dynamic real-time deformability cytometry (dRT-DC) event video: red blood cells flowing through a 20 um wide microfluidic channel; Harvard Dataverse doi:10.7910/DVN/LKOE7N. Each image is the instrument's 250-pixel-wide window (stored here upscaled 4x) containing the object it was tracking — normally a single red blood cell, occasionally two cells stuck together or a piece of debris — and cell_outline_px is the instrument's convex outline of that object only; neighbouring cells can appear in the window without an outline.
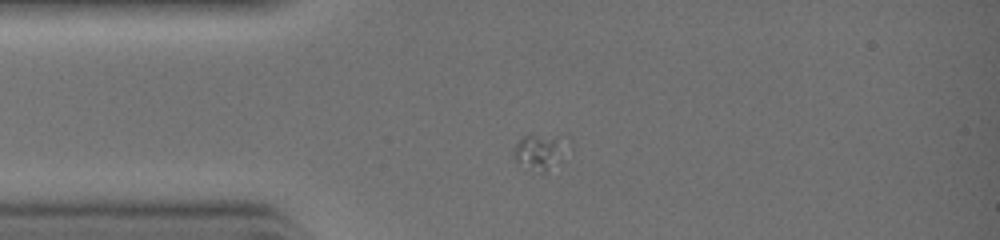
{"species": "common noctule bat (a hibernating species)", "species_latin": "Nyctalus noctula", "temperature_condition": "warm", "stored_images_in_passage": 28, "camera_frame_rate_fps": 3000, "um_per_image_px": 0.085, "animal": {"sex": "female", "body_mass_g": 19.0, "forearm_length_mm": 51.5}, "frame": {"image": 1, "passage_image": 1, "time_ms": 0.0, "image_size_px": [1000, 240], "cell_outline_px": [[572, 148], [560, 160], [544, 172], [540, 172], [516, 160], [512, 156], [512, 152], [516, 144], [528, 132], [556, 136], [572, 144]], "centroid_in_image_um": [45.95, 12.82], "position_along_channel_um": 39.1, "area_um2": 11.33}}
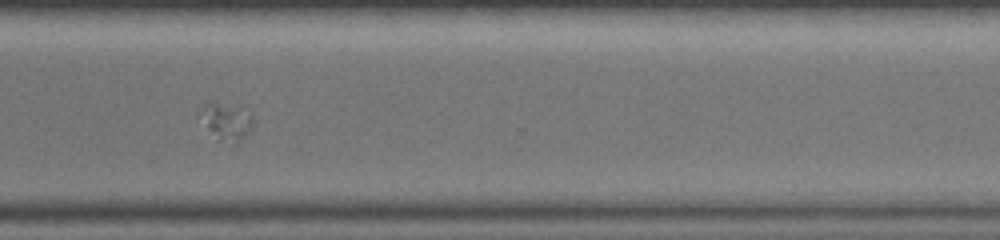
{"frame": {"image": 2, "passage_image": 20, "time_ms": 6.333, "image_size_px": [1000, 240], "cell_outline_px": [[252, 132], [236, 144], [216, 140], [208, 128], [200, 112], [204, 100], [212, 100], [236, 108], [252, 116]], "centroid_in_image_um": [19.23, 10.35], "position_along_channel_um": 351.4, "area_um2": 11.33}}
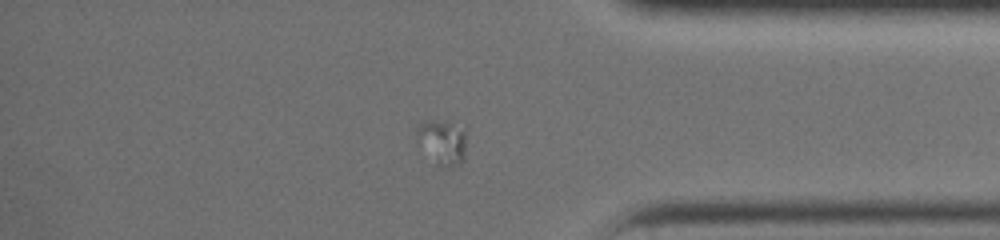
{"frame": {"image": 3, "passage_image": 23, "time_ms": 7.333, "image_size_px": [1000, 240], "cell_outline_px": [[464, 160], [460, 164], [448, 168], [440, 168], [436, 164], [416, 132], [416, 124], [424, 120], [432, 120], [464, 128]], "centroid_in_image_um": [37.62, 12.1], "position_along_channel_um": 397.6, "area_um2": 12.31}}